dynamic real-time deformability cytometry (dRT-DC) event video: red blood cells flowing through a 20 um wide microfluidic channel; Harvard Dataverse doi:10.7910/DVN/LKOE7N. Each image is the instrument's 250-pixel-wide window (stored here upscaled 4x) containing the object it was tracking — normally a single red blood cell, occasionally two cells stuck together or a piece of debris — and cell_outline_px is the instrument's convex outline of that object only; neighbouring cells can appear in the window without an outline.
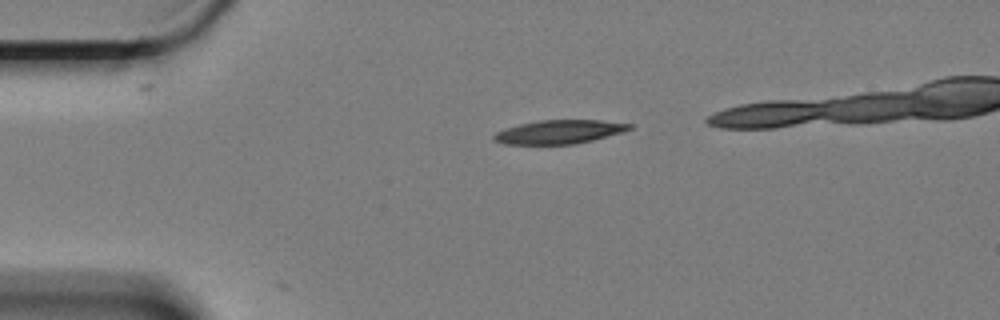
{"species": "Egyptian fruit bat (a non-hibernating species)", "species_latin": "Rousettus aegyptiacus", "temperature_condition": "cold", "stored_images_in_passage": 40, "camera_frame_rate_fps": 3000, "um_per_image_px": 0.085, "animal": {"sex": "female"}, "frame": {"image": 1, "passage_image": 1, "time_ms": 0.0, "image_size_px": [1000, 320], "cell_outline_px": [[636, 124], [632, 128], [620, 132], [592, 140], [576, 144], [504, 144], [496, 140], [492, 136], [496, 132], [520, 124], [540, 120], [600, 120]], "centroid_in_image_um": [47.57, 11.2], "position_along_channel_um": 37.4, "area_um2": 18.5}}
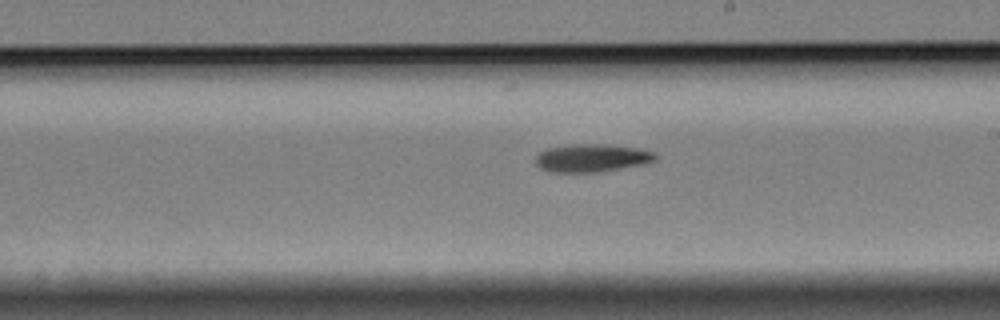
{"frame": {"image": 2, "passage_image": 22, "time_ms": 7.0, "image_size_px": [1000, 320], "cell_outline_px": [[660, 156], [656, 160], [640, 164], [592, 172], [548, 172], [540, 168], [536, 164], [536, 156], [540, 152], [548, 148], [568, 144], [608, 144], [636, 148], [656, 152]], "centroid_in_image_um": [50.28, 13.41], "position_along_channel_um": 238.7, "area_um2": 19.36}}
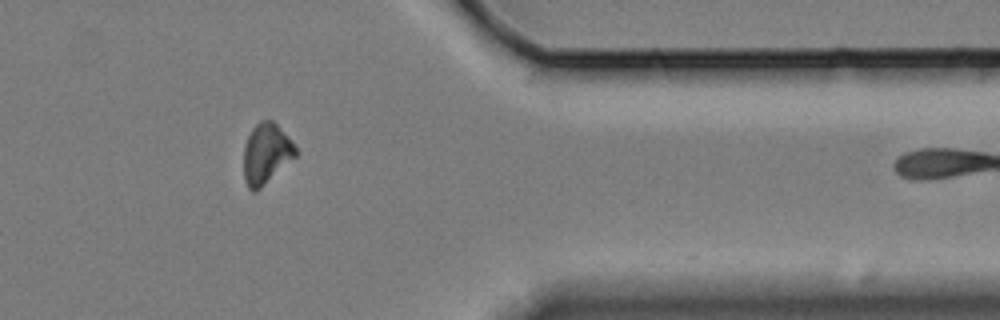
{"frame": {"image": 3, "passage_image": 37, "time_ms": 12.0, "image_size_px": [1000, 320], "cell_outline_px": [[300, 152], [296, 156], [256, 192], [252, 192], [248, 188], [244, 180], [244, 144], [252, 128], [260, 120], [272, 120], [276, 124]], "centroid_in_image_um": [22.61, 13.08], "position_along_channel_um": 388.8, "area_um2": 18.21}}